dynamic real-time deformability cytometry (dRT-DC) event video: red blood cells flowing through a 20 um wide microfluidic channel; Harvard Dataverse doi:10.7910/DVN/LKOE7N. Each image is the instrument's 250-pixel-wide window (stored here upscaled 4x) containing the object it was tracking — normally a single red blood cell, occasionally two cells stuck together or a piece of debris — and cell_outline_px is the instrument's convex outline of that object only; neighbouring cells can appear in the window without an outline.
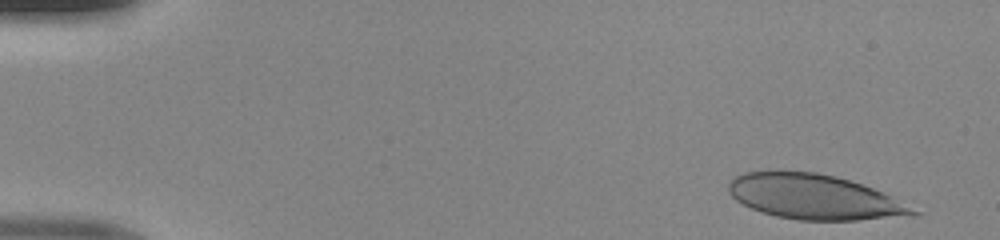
{"species": "human", "species_latin": "Homo sapiens", "temperature_condition": "room temperature", "stored_images_in_passage": 45, "camera_frame_rate_fps": 3000, "um_per_image_px": 0.085, "donor": {"sex": "male"}, "frame": {"image": 1, "passage_image": 3, "time_ms": 0.667, "image_size_px": [1000, 240], "cell_outline_px": [[924, 212], [916, 216], [856, 220], [800, 220], [776, 216], [760, 212], [736, 200], [728, 192], [728, 184], [736, 176], [744, 172], [768, 168], [816, 172], [836, 176], [872, 188], [892, 196]], "centroid_in_image_um": [69.22, 16.71], "position_along_channel_um": 15.8, "area_um2": 49.19}}
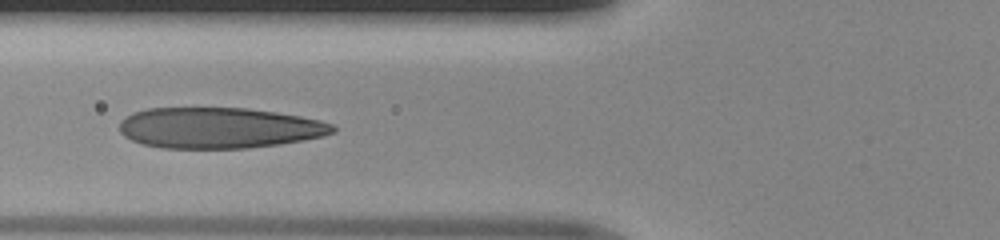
{"frame": {"image": 2, "passage_image": 19, "time_ms": 6.0, "image_size_px": [1000, 240], "cell_outline_px": [[336, 132], [304, 140], [280, 144], [248, 148], [164, 148], [144, 144], [132, 140], [124, 136], [120, 132], [120, 120], [124, 116], [132, 112], [148, 108], [248, 108], [276, 112], [300, 116], [320, 120], [332, 124], [336, 128]], "centroid_in_image_um": [18.6, 10.86], "position_along_channel_um": 107.2, "area_um2": 50.86}}
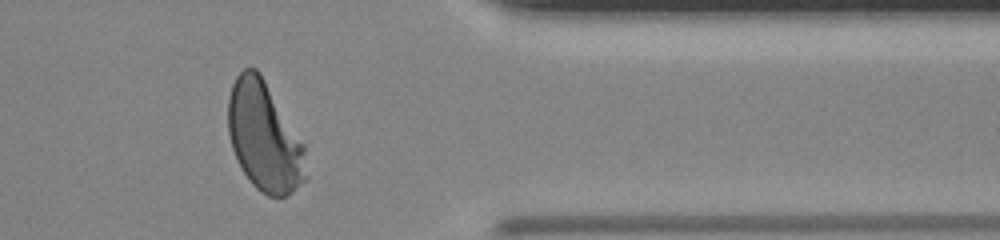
{"frame": {"image": 3, "passage_image": 40, "time_ms": 13.0, "image_size_px": [1000, 240], "cell_outline_px": [[308, 180], [288, 196], [268, 196], [260, 192], [248, 180], [240, 168], [232, 148], [228, 132], [228, 96], [232, 84], [236, 76], [244, 68], [256, 68], [260, 72], [304, 144], [308, 176]], "centroid_in_image_um": [22.47, 11.66], "position_along_channel_um": 388.9, "area_um2": 50.11}}